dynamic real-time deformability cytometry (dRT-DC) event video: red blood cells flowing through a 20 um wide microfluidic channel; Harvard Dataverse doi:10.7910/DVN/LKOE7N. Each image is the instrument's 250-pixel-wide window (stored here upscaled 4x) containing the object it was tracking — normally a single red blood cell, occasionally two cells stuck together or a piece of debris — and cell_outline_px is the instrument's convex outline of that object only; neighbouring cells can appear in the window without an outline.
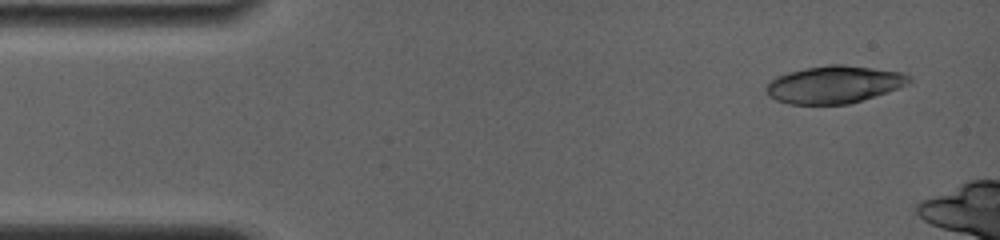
{"species": "common noctule bat (a hibernating species)", "species_latin": "Nyctalus noctula", "temperature_condition": "room temperature", "stored_images_in_passage": 7, "segment_of_instrument_passage": [1, 2], "camera_frame_rate_fps": 4000, "um_per_image_px": 0.085, "animal": {"sex": "female", "body_mass_g": 19.0, "forearm_length_mm": 56.7}, "frame": {"image": 1, "passage_image": 1, "time_ms": 0.0, "image_size_px": [1000, 240], "cell_outline_px": [[912, 84], [888, 92], [848, 104], [788, 104], [776, 100], [768, 96], [764, 88], [776, 76], [788, 72], [804, 68], [828, 64], [844, 64], [900, 72], [912, 76]], "centroid_in_image_um": [70.92, 7.18], "position_along_channel_um": 14.1, "area_um2": 31.44}}